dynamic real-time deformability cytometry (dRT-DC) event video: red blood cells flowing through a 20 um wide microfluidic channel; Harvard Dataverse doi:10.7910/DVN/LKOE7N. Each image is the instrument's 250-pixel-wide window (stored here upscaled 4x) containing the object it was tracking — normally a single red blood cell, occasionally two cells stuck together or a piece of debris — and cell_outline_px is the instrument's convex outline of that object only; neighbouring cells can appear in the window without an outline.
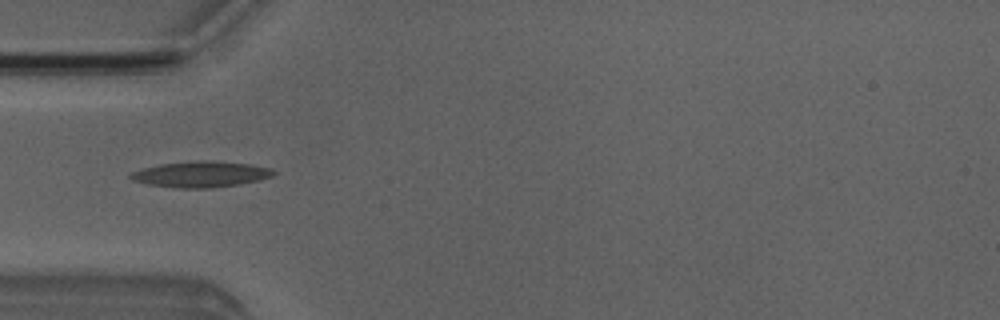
{"species": "Egyptian fruit bat (a non-hibernating species)", "species_latin": "Rousettus aegyptiacus", "temperature_condition": "room temperature", "stored_images_in_passage": 5, "camera_frame_rate_fps": 3000, "um_per_image_px": 0.085, "animal": {"sex": "male"}, "frame": {"image": 1, "passage_image": 4, "time_ms": 4.667, "image_size_px": [1000, 320], "cell_outline_px": [[276, 172], [272, 176], [260, 180], [212, 188], [176, 188], [148, 184], [132, 180], [128, 176], [132, 172], [140, 168], [160, 164], [200, 160], [204, 160], [252, 164], [272, 168]], "centroid_in_image_um": [17.06, 14.81], "position_along_channel_um": 67.9, "area_um2": 21.62}}